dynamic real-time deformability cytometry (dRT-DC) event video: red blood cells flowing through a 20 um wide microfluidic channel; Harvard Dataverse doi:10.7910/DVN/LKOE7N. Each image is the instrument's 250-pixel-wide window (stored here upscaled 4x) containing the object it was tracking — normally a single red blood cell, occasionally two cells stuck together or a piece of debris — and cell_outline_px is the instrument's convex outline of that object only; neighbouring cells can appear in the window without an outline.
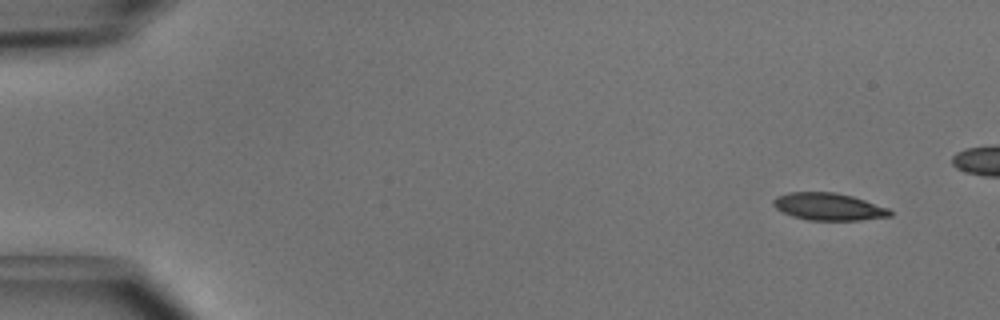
{"species": "common noctule bat (a hibernating species)", "species_latin": "Nyctalus noctula", "temperature_condition": "cold", "stored_images_in_passage": 5, "camera_frame_rate_fps": 3000, "um_per_image_px": 0.085, "animal": {"sex": "male", "body_mass_g": 15.6}, "frame": {"image": 1, "passage_image": 1, "time_ms": 0.0, "image_size_px": [1000, 320], "cell_outline_px": [[892, 216], [860, 220], [808, 220], [792, 216], [776, 208], [772, 204], [772, 200], [776, 196], [788, 192], [836, 192], [852, 196], [888, 208], [892, 212]], "centroid_in_image_um": [70.41, 17.56], "position_along_channel_um": 14.6, "area_um2": 18.55}}